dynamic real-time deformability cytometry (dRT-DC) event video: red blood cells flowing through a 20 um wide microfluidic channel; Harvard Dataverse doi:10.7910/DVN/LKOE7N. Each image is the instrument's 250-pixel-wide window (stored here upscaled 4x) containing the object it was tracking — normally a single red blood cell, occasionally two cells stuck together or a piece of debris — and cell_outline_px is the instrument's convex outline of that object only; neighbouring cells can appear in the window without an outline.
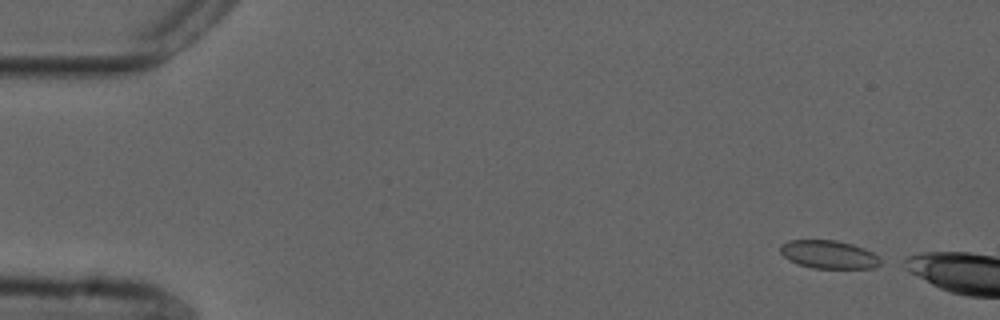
{"species": "common noctule bat (a hibernating species)", "species_latin": "Nyctalus noctula", "temperature_condition": "cold", "stored_images_in_passage": 6, "camera_frame_rate_fps": 3000, "um_per_image_px": 0.085, "animal": {"sex": "male", "forearm_length_mm": 52.5}, "frame": {"image": 1, "passage_image": 1, "time_ms": 0.0, "image_size_px": [1000, 320], "cell_outline_px": [[884, 260], [880, 264], [872, 268], [812, 268], [796, 264], [788, 260], [780, 252], [780, 244], [788, 240], [836, 240], [852, 244], [864, 248], [872, 252]], "centroid_in_image_um": [70.43, 21.63], "position_along_channel_um": 14.6, "area_um2": 16.65}}